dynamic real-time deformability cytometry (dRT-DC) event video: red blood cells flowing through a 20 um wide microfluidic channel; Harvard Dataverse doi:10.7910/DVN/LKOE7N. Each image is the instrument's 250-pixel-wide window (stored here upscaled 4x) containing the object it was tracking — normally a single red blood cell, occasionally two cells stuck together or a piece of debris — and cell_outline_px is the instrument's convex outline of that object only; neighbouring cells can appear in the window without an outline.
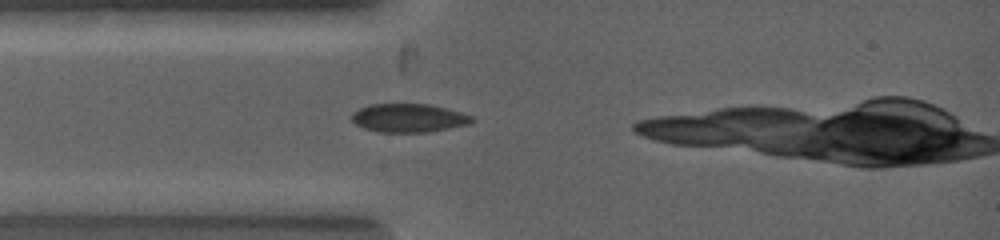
{"species": "common noctule bat (a hibernating species)", "species_latin": "Nyctalus noctula", "temperature_condition": "warm", "stored_images_in_passage": 2, "camera_frame_rate_fps": 5000, "um_per_image_px": 0.085, "animal": {"sex": "female", "body_mass_g": 19.0, "forearm_length_mm": 53.3}, "frame": {"image": 1, "passage_image": 1, "time_ms": 0.0, "image_size_px": [1000, 240], "cell_outline_px": [[476, 120], [468, 124], [448, 128], [424, 132], [380, 132], [364, 128], [356, 124], [352, 120], [352, 112], [368, 104], [428, 104], [460, 112], [472, 116]], "centroid_in_image_um": [34.71, 10.02], "position_along_channel_um": 50.3, "area_um2": 19.77}}